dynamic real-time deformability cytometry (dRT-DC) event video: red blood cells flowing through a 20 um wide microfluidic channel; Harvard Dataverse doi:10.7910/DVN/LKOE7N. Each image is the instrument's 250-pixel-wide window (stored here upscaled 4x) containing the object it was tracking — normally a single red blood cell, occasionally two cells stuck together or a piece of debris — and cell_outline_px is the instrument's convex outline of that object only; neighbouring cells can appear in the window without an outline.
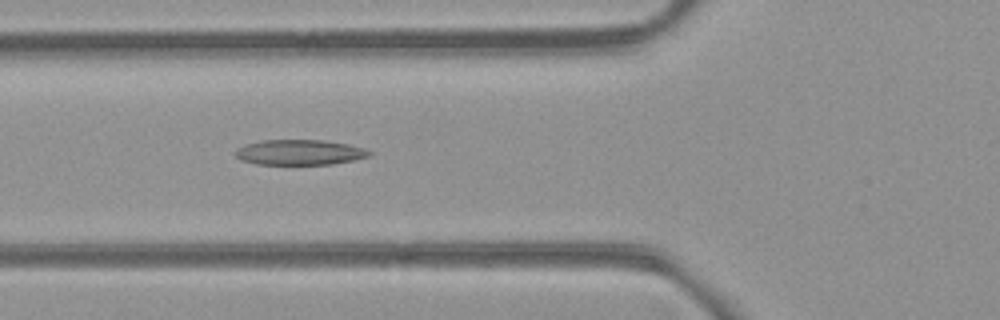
{"species": "common noctule bat (a hibernating species)", "species_latin": "Nyctalus noctula", "temperature_condition": "room temperature", "stored_images_in_passage": 4, "camera_frame_rate_fps": 3000, "um_per_image_px": 0.085, "animal": {"sex": "female", "body_mass_g": 21.9}, "frame": {"image": 1, "passage_image": 2, "time_ms": 1.0, "image_size_px": [1000, 320], "cell_outline_px": [[372, 156], [332, 164], [256, 164], [240, 160], [232, 152], [236, 148], [244, 144], [264, 140], [324, 140], [348, 144], [364, 148], [372, 152]], "centroid_in_image_um": [25.44, 12.94], "position_along_channel_um": 100.4, "area_um2": 19.88}}
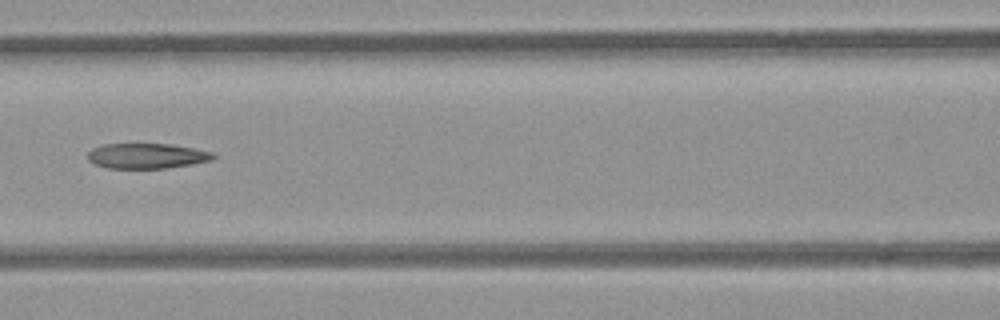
{"frame": {"image": 2, "passage_image": 3, "time_ms": 2.333, "image_size_px": [1000, 320], "cell_outline_px": [[216, 156], [212, 160], [192, 164], [164, 168], [108, 168], [96, 164], [88, 160], [88, 152], [92, 148], [104, 144], [168, 144], [192, 148], [212, 152]], "centroid_in_image_um": [12.47, 13.25], "position_along_channel_um": 154.1, "area_um2": 18.26}}
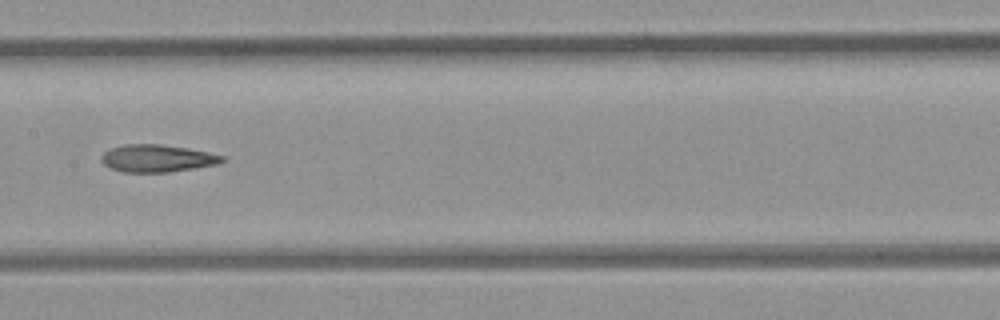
{"frame": {"image": 3, "passage_image": 4, "time_ms": 3.333, "image_size_px": [1000, 320], "cell_outline_px": [[224, 160], [216, 164], [168, 172], [124, 172], [108, 168], [100, 160], [100, 156], [104, 152], [112, 148], [124, 144], [160, 144], [188, 148], [208, 152], [224, 156]], "centroid_in_image_um": [13.3, 13.45], "position_along_channel_um": 194.1, "area_um2": 19.19}}